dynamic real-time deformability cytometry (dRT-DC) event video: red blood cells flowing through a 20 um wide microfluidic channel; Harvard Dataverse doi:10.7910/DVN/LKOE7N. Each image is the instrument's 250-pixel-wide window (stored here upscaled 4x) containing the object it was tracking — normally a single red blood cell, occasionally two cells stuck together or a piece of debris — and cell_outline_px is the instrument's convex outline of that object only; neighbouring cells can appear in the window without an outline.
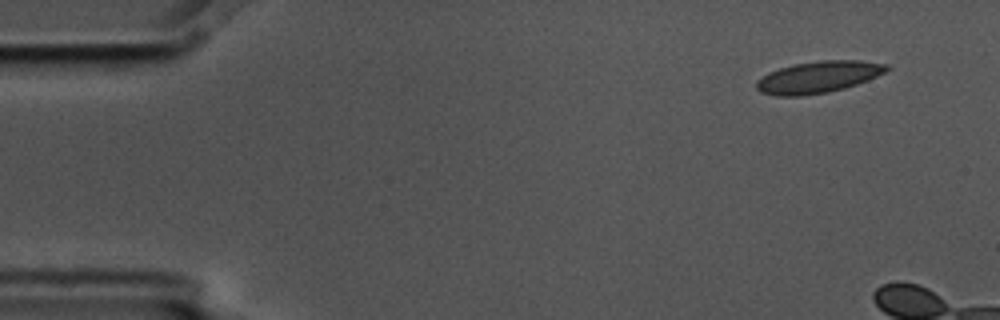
{"species": "common noctule bat (a hibernating species)", "species_latin": "Nyctalus noctula", "temperature_condition": "cold", "stored_images_in_passage": 4, "camera_frame_rate_fps": 3000, "um_per_image_px": 0.085, "animal": {"sex": "male", "body_mass_g": 17.5, "forearm_length_mm": 52.3}, "frame": {"image": 1, "passage_image": 1, "time_ms": 0.0, "image_size_px": [1000, 320], "cell_outline_px": [[892, 68], [868, 80], [844, 88], [828, 92], [800, 96], [776, 96], [760, 92], [756, 88], [756, 80], [768, 72], [780, 68], [796, 64], [820, 60], [860, 60], [888, 64]], "centroid_in_image_um": [69.55, 6.55], "position_along_channel_um": 15.5, "area_um2": 24.1}}